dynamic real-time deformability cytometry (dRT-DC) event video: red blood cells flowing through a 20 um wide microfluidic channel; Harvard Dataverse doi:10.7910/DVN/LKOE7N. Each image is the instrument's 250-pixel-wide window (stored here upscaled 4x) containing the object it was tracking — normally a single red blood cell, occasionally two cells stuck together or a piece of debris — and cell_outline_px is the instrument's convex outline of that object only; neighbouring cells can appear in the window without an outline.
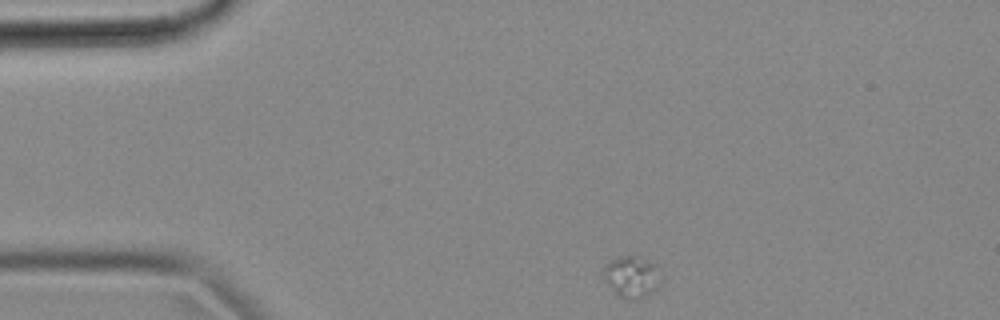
{"species": "common noctule bat (a hibernating species)", "species_latin": "Nyctalus noctula", "temperature_condition": "cold", "stored_images_in_passage": 48, "camera_frame_rate_fps": 3000, "um_per_image_px": 0.085, "animal": {"sex": "female", "body_mass_g": 18.4}, "frame": {"image": 1, "passage_image": 1, "time_ms": 0.0, "image_size_px": [1000, 320], "cell_outline_px": [[664, 280], [656, 288], [636, 300], [628, 300], [620, 296], [604, 280], [600, 272], [612, 260], [620, 256], [636, 256], [656, 264], [664, 276]], "centroid_in_image_um": [53.74, 23.51], "position_along_channel_um": 31.3, "area_um2": 13.99}}
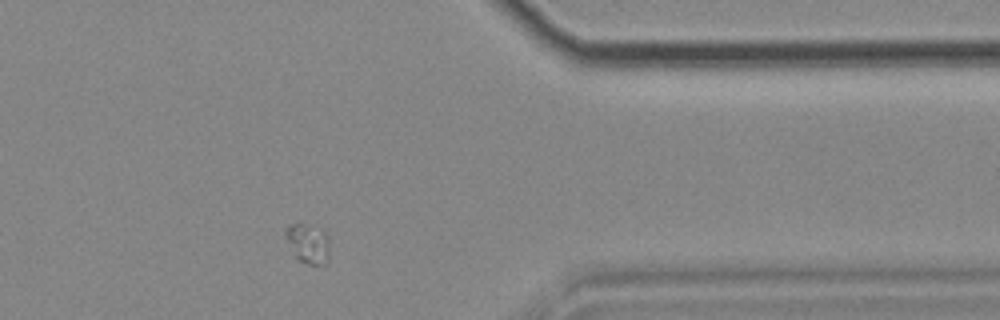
{"frame": {"image": 2, "passage_image": 37, "time_ms": 12.0, "image_size_px": [1000, 320], "cell_outline_px": [[328, 260], [324, 264], [308, 264], [300, 260], [296, 256], [284, 236], [284, 228], [300, 220], [324, 228], [328, 236]], "centroid_in_image_um": [26.18, 20.59], "position_along_channel_um": 385.2, "area_um2": 10.58}}
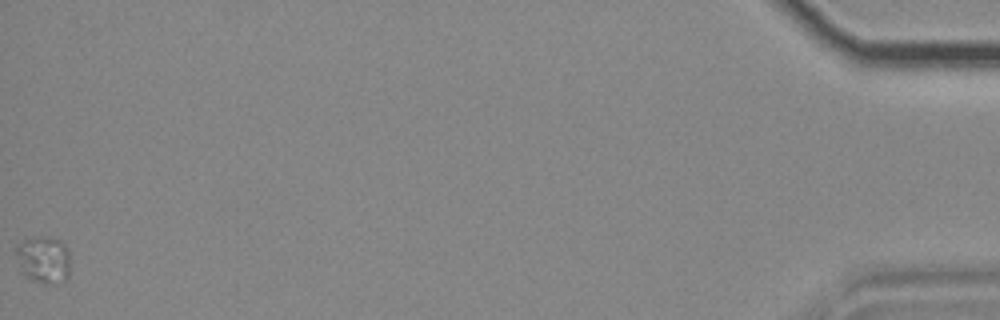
{"frame": {"image": 3, "passage_image": 48, "time_ms": 15.667, "image_size_px": [1000, 320], "cell_outline_px": [[68, 280], [56, 284], [44, 284], [32, 280], [24, 272], [16, 252], [16, 244], [24, 240], [36, 236], [48, 236], [60, 240], [68, 248]], "centroid_in_image_um": [3.74, 22.05], "position_along_channel_um": 431.5, "area_um2": 14.8}}